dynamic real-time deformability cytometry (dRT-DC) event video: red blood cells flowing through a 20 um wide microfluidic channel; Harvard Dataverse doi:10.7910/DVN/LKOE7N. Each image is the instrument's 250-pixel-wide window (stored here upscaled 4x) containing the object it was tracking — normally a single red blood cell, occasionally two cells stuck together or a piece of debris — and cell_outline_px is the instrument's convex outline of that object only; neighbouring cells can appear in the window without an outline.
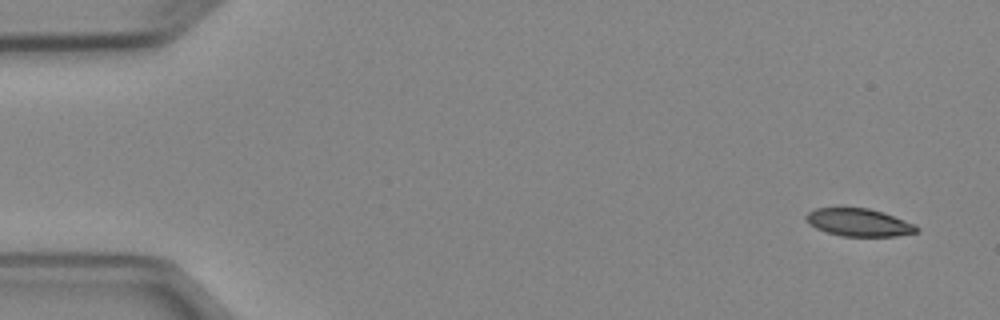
{"species": "Egyptian fruit bat (a non-hibernating species)", "species_latin": "Rousettus aegyptiacus", "temperature_condition": "cold", "stored_images_in_passage": 5, "segment_of_instrument_passage": [1, 2], "camera_frame_rate_fps": 3000, "um_per_image_px": 0.085, "animal": {"sex": "female"}, "frame": {"image": 1, "passage_image": 1, "time_ms": 0.0, "image_size_px": [1000, 320], "cell_outline_px": [[920, 228], [916, 232], [896, 236], [840, 236], [816, 228], [808, 224], [804, 216], [808, 212], [816, 208], [868, 208], [884, 212], [916, 224]], "centroid_in_image_um": [73.01, 18.9], "position_along_channel_um": 12.0, "area_um2": 17.92}}